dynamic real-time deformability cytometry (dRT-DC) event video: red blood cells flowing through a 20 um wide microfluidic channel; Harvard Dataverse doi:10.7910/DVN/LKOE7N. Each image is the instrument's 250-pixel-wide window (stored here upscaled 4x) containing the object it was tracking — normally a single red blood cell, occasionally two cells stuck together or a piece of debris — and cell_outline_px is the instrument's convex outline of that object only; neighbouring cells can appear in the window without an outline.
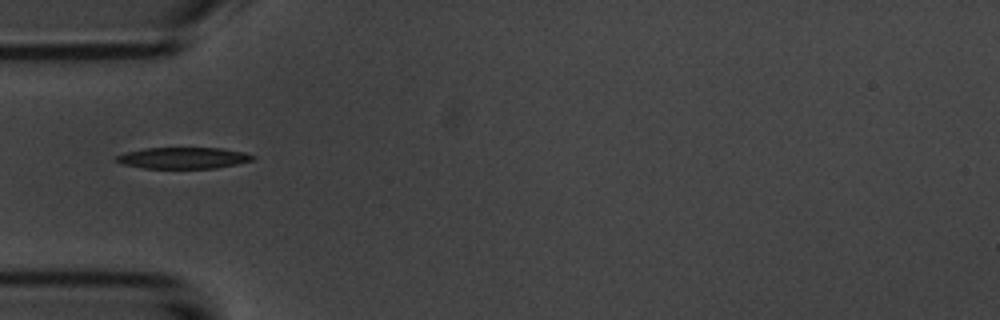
{"species": "common noctule bat (a hibernating species)", "species_latin": "Nyctalus noctula", "temperature_condition": "room temperature", "stored_images_in_passage": 6, "camera_frame_rate_fps": 3000, "um_per_image_px": 0.085, "animal": {"sex": "male", "body_mass_g": 20.1, "forearm_length_mm": 53.5}, "frame": {"image": 1, "passage_image": 2, "time_ms": 1.333, "image_size_px": [1000, 320], "cell_outline_px": [[256, 156], [252, 160], [236, 164], [216, 168], [144, 168], [120, 164], [116, 160], [116, 156], [128, 152], [144, 148], [224, 148], [248, 152]], "centroid_in_image_um": [15.62, 13.42], "position_along_channel_um": 69.4, "area_um2": 16.99}}
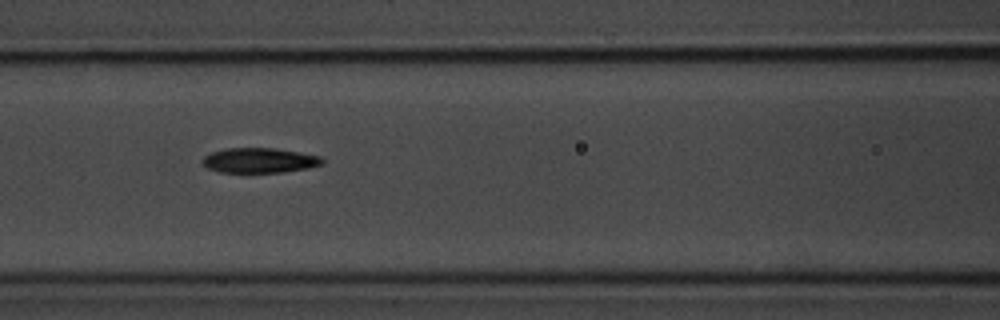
{"frame": {"image": 2, "passage_image": 4, "time_ms": 3.333, "image_size_px": [1000, 320], "cell_outline_px": [[324, 164], [308, 168], [284, 172], [220, 172], [208, 168], [200, 160], [204, 156], [212, 152], [224, 148], [276, 148], [300, 152], [320, 156], [324, 160]], "centroid_in_image_um": [22.07, 13.62], "position_along_channel_um": 144.5, "area_um2": 17.51}}
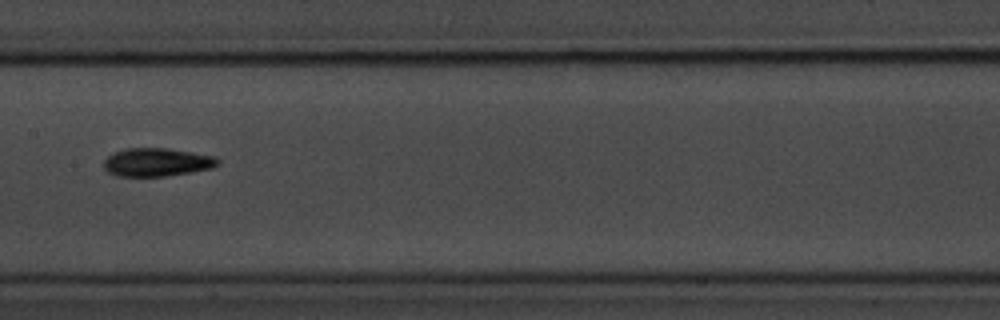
{"frame": {"image": 3, "passage_image": 5, "time_ms": 4.667, "image_size_px": [1000, 320], "cell_outline_px": [[220, 164], [212, 168], [192, 172], [164, 176], [116, 176], [108, 172], [104, 168], [104, 160], [112, 152], [124, 148], [168, 148], [216, 156], [220, 160]], "centroid_in_image_um": [13.34, 13.78], "position_along_channel_um": 194.1, "area_um2": 19.02}}